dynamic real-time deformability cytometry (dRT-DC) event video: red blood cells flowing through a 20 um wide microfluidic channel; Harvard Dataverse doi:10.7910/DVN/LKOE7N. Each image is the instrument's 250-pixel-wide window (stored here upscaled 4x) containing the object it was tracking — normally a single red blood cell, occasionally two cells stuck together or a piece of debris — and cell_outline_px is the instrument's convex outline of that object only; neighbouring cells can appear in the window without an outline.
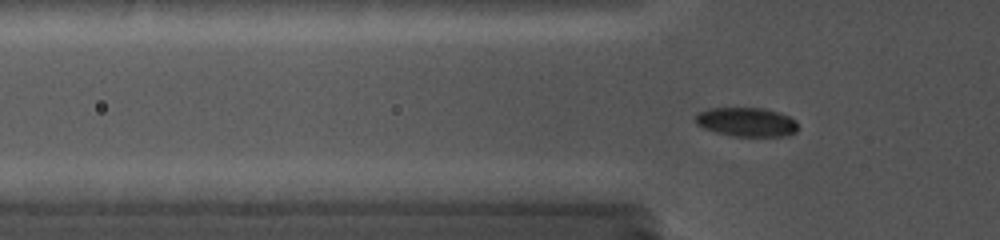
{"species": "common noctule bat (a hibernating species)", "species_latin": "Nyctalus noctula", "temperature_condition": "cold", "stored_images_in_passage": 78, "camera_frame_rate_fps": 5000, "um_per_image_px": 0.085, "animal": {"sex": "female", "body_mass_g": 19.0, "forearm_length_mm": 56.7}, "frame": {"image": 1, "passage_image": 36, "time_ms": 5.6, "image_size_px": [1000, 240], "cell_outline_px": [[796, 132], [788, 136], [732, 136], [716, 132], [704, 128], [696, 124], [696, 112], [708, 108], [764, 108], [780, 112], [796, 120]], "centroid_in_image_um": [63.45, 10.36], "position_along_channel_um": 62.4, "area_um2": 17.46}}
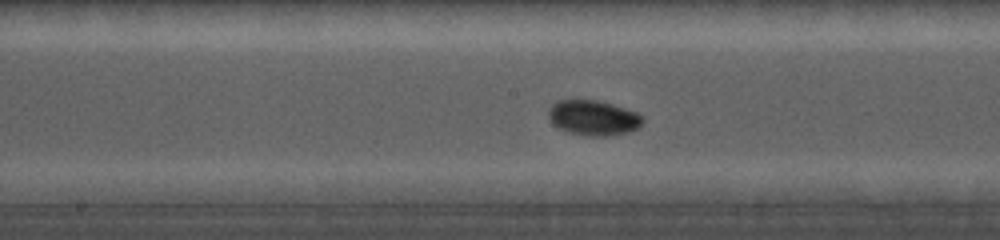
{"frame": {"image": 2, "passage_image": 59, "time_ms": 9.2, "image_size_px": [1000, 240], "cell_outline_px": [[644, 120], [636, 128], [628, 132], [604, 136], [592, 136], [568, 132], [552, 124], [548, 116], [548, 108], [556, 100], [596, 100], [612, 104], [636, 112]], "centroid_in_image_um": [50.38, 10.0], "position_along_channel_um": 197.8, "area_um2": 19.07}}
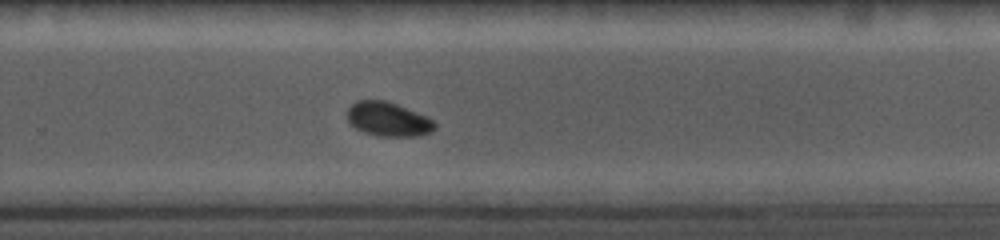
{"frame": {"image": 3, "passage_image": 76, "time_ms": 11.8, "image_size_px": [1000, 240], "cell_outline_px": [[436, 128], [420, 136], [376, 136], [364, 132], [356, 128], [348, 120], [348, 108], [356, 100], [388, 100], [416, 112], [432, 120], [436, 124]], "centroid_in_image_um": [32.98, 10.13], "position_along_channel_um": 296.8, "area_um2": 17.28}}